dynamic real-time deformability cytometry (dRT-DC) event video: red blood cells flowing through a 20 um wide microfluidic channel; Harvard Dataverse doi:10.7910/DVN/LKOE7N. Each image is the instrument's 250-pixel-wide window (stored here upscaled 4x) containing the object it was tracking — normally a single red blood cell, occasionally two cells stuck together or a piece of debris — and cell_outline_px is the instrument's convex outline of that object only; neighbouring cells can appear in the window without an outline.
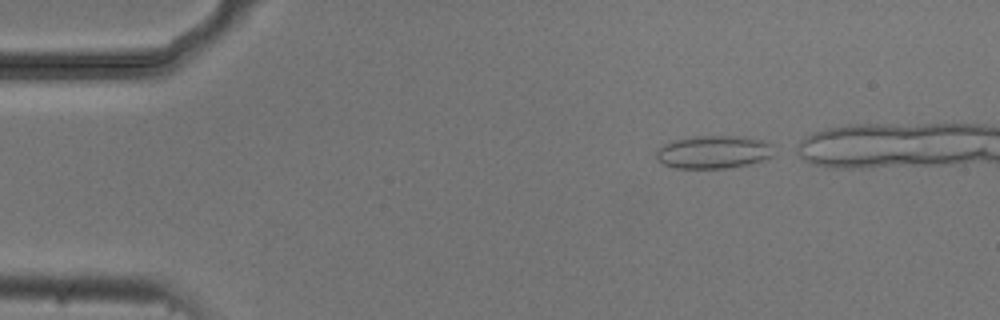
{"species": "common noctule bat (a hibernating species)", "species_latin": "Nyctalus noctula", "temperature_condition": "cold", "stored_images_in_passage": 59, "camera_frame_rate_fps": 3000, "um_per_image_px": 0.085, "animal": {"sex": "male", "body_mass_g": 20.5, "forearm_length_mm": 52.5}, "frame": {"image": 1, "passage_image": 1, "time_ms": 0.0, "image_size_px": [1000, 320], "cell_outline_px": [[772, 156], [748, 164], [724, 168], [676, 168], [664, 164], [656, 156], [656, 152], [664, 144], [672, 140], [696, 136], [744, 136], [764, 140], [772, 144]], "centroid_in_image_um": [60.66, 12.9], "position_along_channel_um": 24.3, "area_um2": 22.43}}
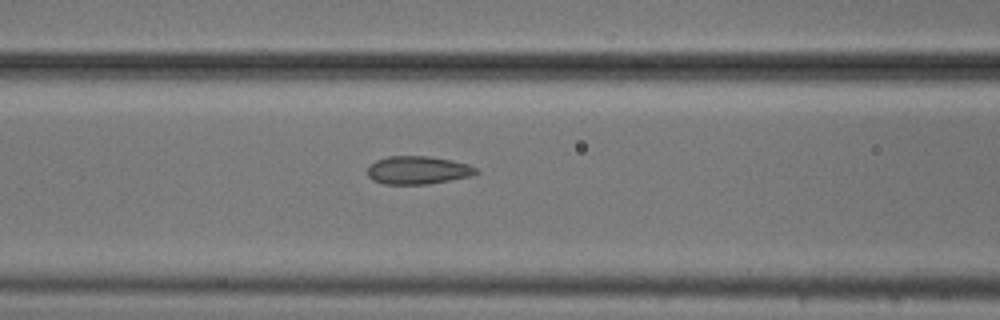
{"frame": {"image": 2, "passage_image": 15, "time_ms": 4.667, "image_size_px": [1000, 320], "cell_outline_px": [[480, 172], [472, 176], [428, 184], [384, 184], [372, 180], [368, 176], [368, 168], [376, 160], [388, 156], [428, 156], [452, 160], [468, 164], [476, 168]], "centroid_in_image_um": [35.54, 14.46], "position_along_channel_um": 131.1, "area_um2": 17.8}}
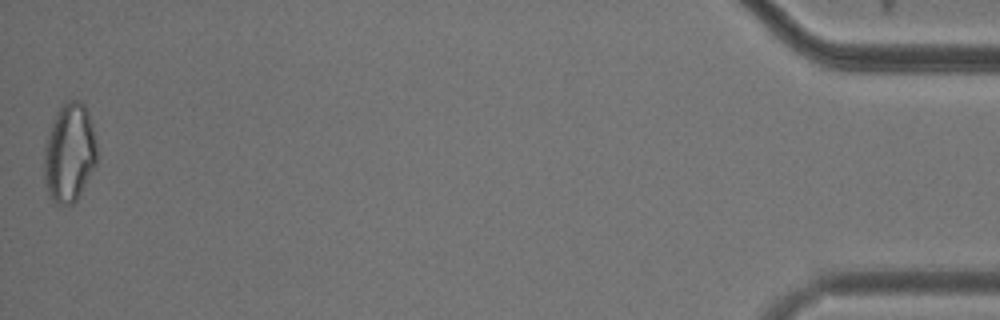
{"frame": {"image": 3, "passage_image": 59, "time_ms": 19.333, "image_size_px": [1000, 320], "cell_outline_px": [[96, 164], [76, 200], [72, 204], [56, 204], [52, 200], [48, 192], [44, 180], [44, 144], [56, 112], [68, 100], [80, 100], [84, 104], [88, 112], [92, 124], [96, 144]], "centroid_in_image_um": [5.88, 12.98], "position_along_channel_um": 429.3, "area_um2": 30.29}}